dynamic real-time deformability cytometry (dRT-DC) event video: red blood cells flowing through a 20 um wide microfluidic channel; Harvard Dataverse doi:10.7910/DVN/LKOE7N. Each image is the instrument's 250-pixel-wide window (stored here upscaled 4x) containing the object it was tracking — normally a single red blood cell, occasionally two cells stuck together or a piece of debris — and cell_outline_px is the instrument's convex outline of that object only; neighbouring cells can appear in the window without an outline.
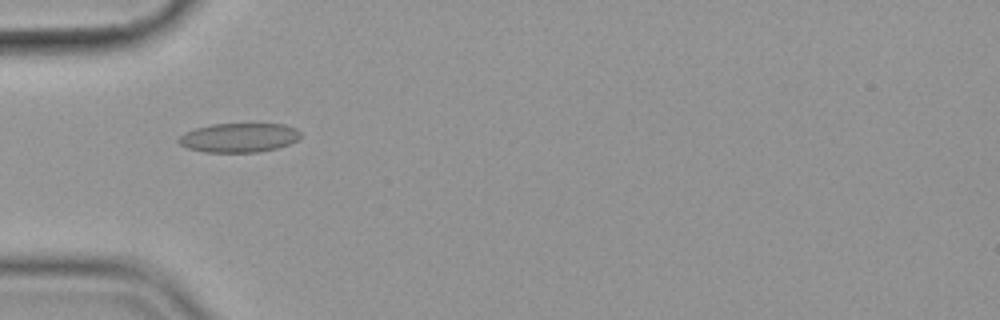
{"species": "common noctule bat (a hibernating species)", "species_latin": "Nyctalus noctula", "temperature_condition": "cold", "stored_images_in_passage": 56, "camera_frame_rate_fps": 3000, "um_per_image_px": 0.085, "animal": {"sex": "female", "body_mass_g": 19.9}, "frame": {"image": 1, "passage_image": 18, "time_ms": 5.667, "image_size_px": [1000, 320], "cell_outline_px": [[300, 140], [276, 148], [256, 152], [204, 152], [188, 148], [180, 144], [176, 140], [184, 132], [196, 128], [212, 124], [284, 124], [296, 128], [300, 132]], "centroid_in_image_um": [20.31, 11.7], "position_along_channel_um": 64.7, "area_um2": 20.75}}
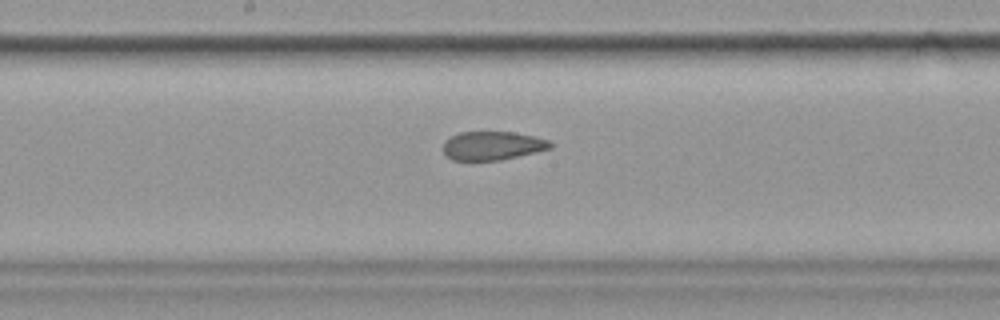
{"frame": {"image": 2, "passage_image": 30, "time_ms": 9.667, "image_size_px": [1000, 320], "cell_outline_px": [[552, 148], [536, 152], [500, 160], [452, 160], [444, 152], [444, 140], [460, 132], [512, 132], [532, 136], [548, 140], [552, 144]], "centroid_in_image_um": [41.85, 12.38], "position_along_channel_um": 206.3, "area_um2": 17.69}}
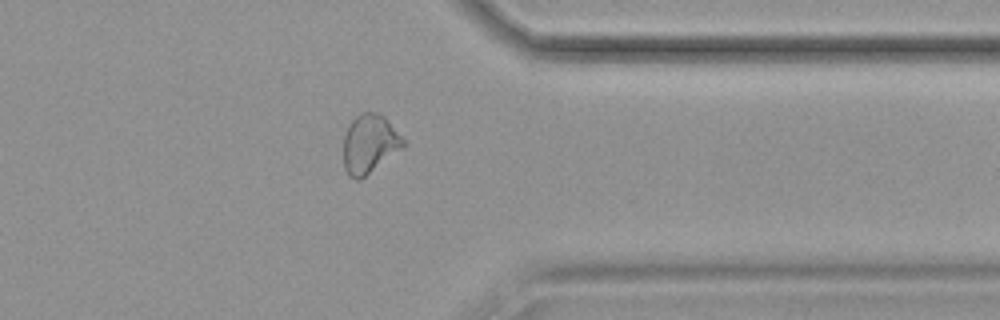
{"frame": {"image": 3, "passage_image": 45, "time_ms": 14.667, "image_size_px": [1000, 320], "cell_outline_px": [[404, 148], [360, 180], [356, 180], [348, 176], [344, 168], [344, 136], [348, 124], [360, 112], [376, 112], [384, 116], [388, 120], [404, 140]], "centroid_in_image_um": [31.4, 12.24], "position_along_channel_um": 380.0, "area_um2": 20.63}, "authors_computed_cell_mechanics": {"area_um2": 20.7502, "velocity_mm_per_s": 3.5809, "shape_relaxation_time_tau1_ms": null, "shape_relaxation_time_tau2_ms": 1.9524, "deformation_change_tau1": null, "deformation_change_tau2": 0.0808}}